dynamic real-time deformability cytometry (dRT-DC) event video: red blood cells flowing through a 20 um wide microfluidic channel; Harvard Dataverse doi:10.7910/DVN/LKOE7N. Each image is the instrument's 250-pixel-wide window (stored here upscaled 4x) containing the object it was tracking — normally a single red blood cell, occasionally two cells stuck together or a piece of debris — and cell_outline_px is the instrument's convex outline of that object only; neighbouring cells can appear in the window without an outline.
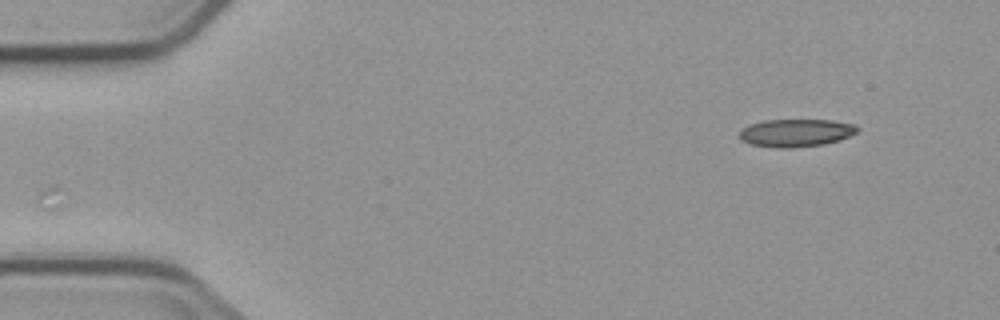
{"species": "common noctule bat (a hibernating species)", "species_latin": "Nyctalus noctula", "temperature_condition": "cold", "stored_images_in_passage": 2, "camera_frame_rate_fps": 3000, "um_per_image_px": 0.085, "animal": {"sex": "male", "body_mass_g": 23.1, "forearm_length_mm": 52.7}, "frame": {"image": 1, "passage_image": 2, "time_ms": 2.0, "image_size_px": [1000, 320], "cell_outline_px": [[860, 128], [856, 132], [840, 140], [824, 144], [792, 148], [772, 148], [752, 144], [740, 140], [740, 132], [748, 124], [764, 120], [832, 120], [856, 124]], "centroid_in_image_um": [67.66, 11.29], "position_along_channel_um": 17.3, "area_um2": 19.19}}